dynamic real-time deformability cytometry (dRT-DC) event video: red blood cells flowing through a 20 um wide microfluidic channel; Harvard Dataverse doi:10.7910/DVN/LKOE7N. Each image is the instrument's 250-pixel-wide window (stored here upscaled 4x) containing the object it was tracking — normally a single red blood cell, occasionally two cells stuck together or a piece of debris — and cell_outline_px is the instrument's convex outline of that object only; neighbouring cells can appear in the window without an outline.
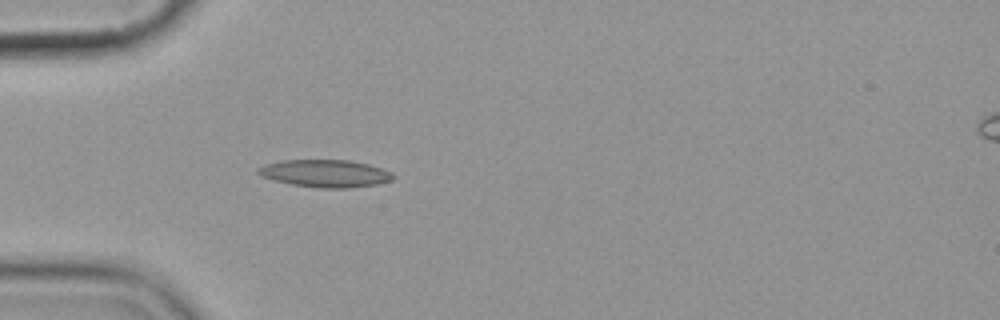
{"species": "common noctule bat (a hibernating species)", "species_latin": "Nyctalus noctula", "temperature_condition": "cold", "stored_images_in_passage": 5, "camera_frame_rate_fps": 3000, "um_per_image_px": 0.085, "animal": {"sex": "female", "body_mass_g": 19.9}, "frame": {"image": 1, "passage_image": 5, "time_ms": 4.667, "image_size_px": [1000, 320], "cell_outline_px": [[392, 180], [376, 184], [348, 188], [320, 188], [292, 184], [260, 176], [256, 172], [256, 168], [264, 164], [280, 160], [348, 160], [368, 164], [392, 172]], "centroid_in_image_um": [27.59, 14.73], "position_along_channel_um": 57.4, "area_um2": 21.5}}